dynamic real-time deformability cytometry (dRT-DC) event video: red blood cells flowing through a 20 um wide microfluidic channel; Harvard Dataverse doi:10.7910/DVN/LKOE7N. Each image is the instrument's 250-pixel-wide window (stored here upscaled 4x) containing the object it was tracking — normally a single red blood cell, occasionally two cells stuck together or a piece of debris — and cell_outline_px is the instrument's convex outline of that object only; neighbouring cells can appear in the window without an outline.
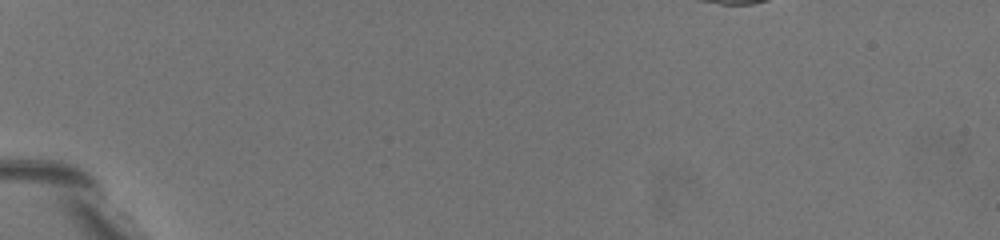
{"species": "common noctule bat (a hibernating species)", "species_latin": "Nyctalus noctula", "temperature_condition": "warm", "stored_images_in_passage": 2, "camera_frame_rate_fps": 3000, "um_per_image_px": 0.085, "animal": {"sex": "female", "body_mass_g": 19.5, "forearm_length_mm": 54.1}, "frame": {"image": 1, "passage_image": 1, "time_ms": 0.0, "image_size_px": [1000, 240], "cell_outline_px": [[184, 212], [168, 212], [120, 168], [104, 144], [104, 140], [124, 140], [132, 144], [164, 176], [184, 208]], "centroid_in_image_um": [12.25, 14.8], "position_along_channel_um": 72.7, "area_um2": 15.26}}